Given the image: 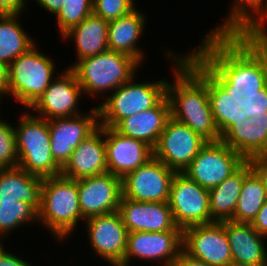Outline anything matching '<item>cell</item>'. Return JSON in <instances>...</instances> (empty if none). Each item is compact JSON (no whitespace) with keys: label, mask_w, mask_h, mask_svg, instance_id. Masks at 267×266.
Listing matches in <instances>:
<instances>
[{"label":"cell","mask_w":267,"mask_h":266,"mask_svg":"<svg viewBox=\"0 0 267 266\" xmlns=\"http://www.w3.org/2000/svg\"><path fill=\"white\" fill-rule=\"evenodd\" d=\"M168 204L176 226L182 231L194 225L213 222L210 218L209 190L183 172H176L173 177Z\"/></svg>","instance_id":"obj_9"},{"label":"cell","mask_w":267,"mask_h":266,"mask_svg":"<svg viewBox=\"0 0 267 266\" xmlns=\"http://www.w3.org/2000/svg\"><path fill=\"white\" fill-rule=\"evenodd\" d=\"M174 67V80L167 81L166 96L170 117L187 125L207 142L221 140L208 94V72L188 53L164 51Z\"/></svg>","instance_id":"obj_2"},{"label":"cell","mask_w":267,"mask_h":266,"mask_svg":"<svg viewBox=\"0 0 267 266\" xmlns=\"http://www.w3.org/2000/svg\"><path fill=\"white\" fill-rule=\"evenodd\" d=\"M38 224V211L28 202L0 201V236L8 237L18 227L30 222ZM26 223V224H25Z\"/></svg>","instance_id":"obj_32"},{"label":"cell","mask_w":267,"mask_h":266,"mask_svg":"<svg viewBox=\"0 0 267 266\" xmlns=\"http://www.w3.org/2000/svg\"><path fill=\"white\" fill-rule=\"evenodd\" d=\"M245 161L221 140L207 142L183 173L209 190L226 180Z\"/></svg>","instance_id":"obj_8"},{"label":"cell","mask_w":267,"mask_h":266,"mask_svg":"<svg viewBox=\"0 0 267 266\" xmlns=\"http://www.w3.org/2000/svg\"><path fill=\"white\" fill-rule=\"evenodd\" d=\"M206 143L187 125L170 117L153 148V157L176 172H184Z\"/></svg>","instance_id":"obj_10"},{"label":"cell","mask_w":267,"mask_h":266,"mask_svg":"<svg viewBox=\"0 0 267 266\" xmlns=\"http://www.w3.org/2000/svg\"><path fill=\"white\" fill-rule=\"evenodd\" d=\"M79 207L86 220L118 211L122 197V179L109 172L77 180Z\"/></svg>","instance_id":"obj_17"},{"label":"cell","mask_w":267,"mask_h":266,"mask_svg":"<svg viewBox=\"0 0 267 266\" xmlns=\"http://www.w3.org/2000/svg\"><path fill=\"white\" fill-rule=\"evenodd\" d=\"M43 178L16 167L0 169V201H25L37 211L41 206Z\"/></svg>","instance_id":"obj_27"},{"label":"cell","mask_w":267,"mask_h":266,"mask_svg":"<svg viewBox=\"0 0 267 266\" xmlns=\"http://www.w3.org/2000/svg\"><path fill=\"white\" fill-rule=\"evenodd\" d=\"M28 0H0V14L23 13Z\"/></svg>","instance_id":"obj_38"},{"label":"cell","mask_w":267,"mask_h":266,"mask_svg":"<svg viewBox=\"0 0 267 266\" xmlns=\"http://www.w3.org/2000/svg\"><path fill=\"white\" fill-rule=\"evenodd\" d=\"M247 118L253 117L257 124L267 125V85L243 104Z\"/></svg>","instance_id":"obj_36"},{"label":"cell","mask_w":267,"mask_h":266,"mask_svg":"<svg viewBox=\"0 0 267 266\" xmlns=\"http://www.w3.org/2000/svg\"><path fill=\"white\" fill-rule=\"evenodd\" d=\"M87 112L48 120L51 154L61 168L69 161L79 144L99 127L97 105Z\"/></svg>","instance_id":"obj_15"},{"label":"cell","mask_w":267,"mask_h":266,"mask_svg":"<svg viewBox=\"0 0 267 266\" xmlns=\"http://www.w3.org/2000/svg\"><path fill=\"white\" fill-rule=\"evenodd\" d=\"M4 239V237L0 236V256L3 254V252L5 251V248L3 247L5 243H2L1 240Z\"/></svg>","instance_id":"obj_44"},{"label":"cell","mask_w":267,"mask_h":266,"mask_svg":"<svg viewBox=\"0 0 267 266\" xmlns=\"http://www.w3.org/2000/svg\"><path fill=\"white\" fill-rule=\"evenodd\" d=\"M141 65L131 56L107 50L80 60L71 70L76 74L84 95L110 94L128 82ZM138 69V70H137Z\"/></svg>","instance_id":"obj_5"},{"label":"cell","mask_w":267,"mask_h":266,"mask_svg":"<svg viewBox=\"0 0 267 266\" xmlns=\"http://www.w3.org/2000/svg\"><path fill=\"white\" fill-rule=\"evenodd\" d=\"M267 200L261 179L252 170L244 179L238 203L231 221L251 223Z\"/></svg>","instance_id":"obj_31"},{"label":"cell","mask_w":267,"mask_h":266,"mask_svg":"<svg viewBox=\"0 0 267 266\" xmlns=\"http://www.w3.org/2000/svg\"><path fill=\"white\" fill-rule=\"evenodd\" d=\"M108 172L104 126H100L73 151L62 168L63 177L78 180Z\"/></svg>","instance_id":"obj_20"},{"label":"cell","mask_w":267,"mask_h":266,"mask_svg":"<svg viewBox=\"0 0 267 266\" xmlns=\"http://www.w3.org/2000/svg\"><path fill=\"white\" fill-rule=\"evenodd\" d=\"M225 231L234 265L267 266L266 237L250 223L225 221Z\"/></svg>","instance_id":"obj_21"},{"label":"cell","mask_w":267,"mask_h":266,"mask_svg":"<svg viewBox=\"0 0 267 266\" xmlns=\"http://www.w3.org/2000/svg\"><path fill=\"white\" fill-rule=\"evenodd\" d=\"M82 96L84 93L76 74L67 68L60 72L29 110L46 120L76 116L84 113L78 108Z\"/></svg>","instance_id":"obj_16"},{"label":"cell","mask_w":267,"mask_h":266,"mask_svg":"<svg viewBox=\"0 0 267 266\" xmlns=\"http://www.w3.org/2000/svg\"><path fill=\"white\" fill-rule=\"evenodd\" d=\"M266 0H233L229 14L210 34H267Z\"/></svg>","instance_id":"obj_22"},{"label":"cell","mask_w":267,"mask_h":266,"mask_svg":"<svg viewBox=\"0 0 267 266\" xmlns=\"http://www.w3.org/2000/svg\"><path fill=\"white\" fill-rule=\"evenodd\" d=\"M21 15L23 13L0 14V61L7 66L37 44L19 23Z\"/></svg>","instance_id":"obj_29"},{"label":"cell","mask_w":267,"mask_h":266,"mask_svg":"<svg viewBox=\"0 0 267 266\" xmlns=\"http://www.w3.org/2000/svg\"><path fill=\"white\" fill-rule=\"evenodd\" d=\"M108 32L109 22L91 14L62 35V39H70L69 42L74 40L73 45L75 43L77 60L67 68L72 69L80 60L109 50Z\"/></svg>","instance_id":"obj_25"},{"label":"cell","mask_w":267,"mask_h":266,"mask_svg":"<svg viewBox=\"0 0 267 266\" xmlns=\"http://www.w3.org/2000/svg\"><path fill=\"white\" fill-rule=\"evenodd\" d=\"M41 8L49 13L56 15L64 4L65 0H35Z\"/></svg>","instance_id":"obj_42"},{"label":"cell","mask_w":267,"mask_h":266,"mask_svg":"<svg viewBox=\"0 0 267 266\" xmlns=\"http://www.w3.org/2000/svg\"><path fill=\"white\" fill-rule=\"evenodd\" d=\"M221 141L248 160L267 152V125L257 124L253 117L235 122L221 135Z\"/></svg>","instance_id":"obj_28"},{"label":"cell","mask_w":267,"mask_h":266,"mask_svg":"<svg viewBox=\"0 0 267 266\" xmlns=\"http://www.w3.org/2000/svg\"><path fill=\"white\" fill-rule=\"evenodd\" d=\"M191 257L209 266H230L232 253L225 222L194 225L183 230V248Z\"/></svg>","instance_id":"obj_13"},{"label":"cell","mask_w":267,"mask_h":266,"mask_svg":"<svg viewBox=\"0 0 267 266\" xmlns=\"http://www.w3.org/2000/svg\"><path fill=\"white\" fill-rule=\"evenodd\" d=\"M0 115V169L18 167L15 129Z\"/></svg>","instance_id":"obj_34"},{"label":"cell","mask_w":267,"mask_h":266,"mask_svg":"<svg viewBox=\"0 0 267 266\" xmlns=\"http://www.w3.org/2000/svg\"><path fill=\"white\" fill-rule=\"evenodd\" d=\"M29 112L24 110L14 127L18 167L41 178L59 176L62 168L51 154L48 120Z\"/></svg>","instance_id":"obj_4"},{"label":"cell","mask_w":267,"mask_h":266,"mask_svg":"<svg viewBox=\"0 0 267 266\" xmlns=\"http://www.w3.org/2000/svg\"><path fill=\"white\" fill-rule=\"evenodd\" d=\"M183 248V231L130 232L123 266H131L133 258L144 262L159 261L161 266H174Z\"/></svg>","instance_id":"obj_12"},{"label":"cell","mask_w":267,"mask_h":266,"mask_svg":"<svg viewBox=\"0 0 267 266\" xmlns=\"http://www.w3.org/2000/svg\"><path fill=\"white\" fill-rule=\"evenodd\" d=\"M134 75L97 105L99 125L115 128L124 118L155 107L165 96L168 79L136 82Z\"/></svg>","instance_id":"obj_7"},{"label":"cell","mask_w":267,"mask_h":266,"mask_svg":"<svg viewBox=\"0 0 267 266\" xmlns=\"http://www.w3.org/2000/svg\"><path fill=\"white\" fill-rule=\"evenodd\" d=\"M35 44L8 66V97L29 109L45 92L56 74L53 59L41 53Z\"/></svg>","instance_id":"obj_6"},{"label":"cell","mask_w":267,"mask_h":266,"mask_svg":"<svg viewBox=\"0 0 267 266\" xmlns=\"http://www.w3.org/2000/svg\"><path fill=\"white\" fill-rule=\"evenodd\" d=\"M84 222L93 252L109 266H123L128 231L118 211L92 216Z\"/></svg>","instance_id":"obj_14"},{"label":"cell","mask_w":267,"mask_h":266,"mask_svg":"<svg viewBox=\"0 0 267 266\" xmlns=\"http://www.w3.org/2000/svg\"><path fill=\"white\" fill-rule=\"evenodd\" d=\"M169 118L170 104L165 96L155 107L124 118L114 129L154 148Z\"/></svg>","instance_id":"obj_23"},{"label":"cell","mask_w":267,"mask_h":266,"mask_svg":"<svg viewBox=\"0 0 267 266\" xmlns=\"http://www.w3.org/2000/svg\"><path fill=\"white\" fill-rule=\"evenodd\" d=\"M251 171L252 167L246 160L226 180L209 189L210 218L213 222H225L233 218L243 181Z\"/></svg>","instance_id":"obj_26"},{"label":"cell","mask_w":267,"mask_h":266,"mask_svg":"<svg viewBox=\"0 0 267 266\" xmlns=\"http://www.w3.org/2000/svg\"><path fill=\"white\" fill-rule=\"evenodd\" d=\"M0 266H32V264L9 251H4L0 256Z\"/></svg>","instance_id":"obj_40"},{"label":"cell","mask_w":267,"mask_h":266,"mask_svg":"<svg viewBox=\"0 0 267 266\" xmlns=\"http://www.w3.org/2000/svg\"><path fill=\"white\" fill-rule=\"evenodd\" d=\"M146 15L139 9L109 22L108 48L134 58L142 67L145 55L137 42L144 33Z\"/></svg>","instance_id":"obj_24"},{"label":"cell","mask_w":267,"mask_h":266,"mask_svg":"<svg viewBox=\"0 0 267 266\" xmlns=\"http://www.w3.org/2000/svg\"><path fill=\"white\" fill-rule=\"evenodd\" d=\"M208 94L215 124L222 135L235 122L247 119L244 110L232 96L208 73Z\"/></svg>","instance_id":"obj_30"},{"label":"cell","mask_w":267,"mask_h":266,"mask_svg":"<svg viewBox=\"0 0 267 266\" xmlns=\"http://www.w3.org/2000/svg\"><path fill=\"white\" fill-rule=\"evenodd\" d=\"M175 174L153 157L122 178V196L136 202H168Z\"/></svg>","instance_id":"obj_11"},{"label":"cell","mask_w":267,"mask_h":266,"mask_svg":"<svg viewBox=\"0 0 267 266\" xmlns=\"http://www.w3.org/2000/svg\"><path fill=\"white\" fill-rule=\"evenodd\" d=\"M106 162L109 173L124 178L153 158V148L145 142L104 127Z\"/></svg>","instance_id":"obj_18"},{"label":"cell","mask_w":267,"mask_h":266,"mask_svg":"<svg viewBox=\"0 0 267 266\" xmlns=\"http://www.w3.org/2000/svg\"><path fill=\"white\" fill-rule=\"evenodd\" d=\"M135 0H93V14L110 22L132 12Z\"/></svg>","instance_id":"obj_35"},{"label":"cell","mask_w":267,"mask_h":266,"mask_svg":"<svg viewBox=\"0 0 267 266\" xmlns=\"http://www.w3.org/2000/svg\"><path fill=\"white\" fill-rule=\"evenodd\" d=\"M248 162L252 170L261 179L267 191V152L251 157L248 159Z\"/></svg>","instance_id":"obj_37"},{"label":"cell","mask_w":267,"mask_h":266,"mask_svg":"<svg viewBox=\"0 0 267 266\" xmlns=\"http://www.w3.org/2000/svg\"><path fill=\"white\" fill-rule=\"evenodd\" d=\"M93 14V0H65L55 15L60 37Z\"/></svg>","instance_id":"obj_33"},{"label":"cell","mask_w":267,"mask_h":266,"mask_svg":"<svg viewBox=\"0 0 267 266\" xmlns=\"http://www.w3.org/2000/svg\"><path fill=\"white\" fill-rule=\"evenodd\" d=\"M174 266H209L204 261L191 257L183 249L180 251Z\"/></svg>","instance_id":"obj_41"},{"label":"cell","mask_w":267,"mask_h":266,"mask_svg":"<svg viewBox=\"0 0 267 266\" xmlns=\"http://www.w3.org/2000/svg\"><path fill=\"white\" fill-rule=\"evenodd\" d=\"M8 97V66L0 61V98Z\"/></svg>","instance_id":"obj_43"},{"label":"cell","mask_w":267,"mask_h":266,"mask_svg":"<svg viewBox=\"0 0 267 266\" xmlns=\"http://www.w3.org/2000/svg\"><path fill=\"white\" fill-rule=\"evenodd\" d=\"M118 213L128 233L181 230L174 222L168 202H136L122 196Z\"/></svg>","instance_id":"obj_19"},{"label":"cell","mask_w":267,"mask_h":266,"mask_svg":"<svg viewBox=\"0 0 267 266\" xmlns=\"http://www.w3.org/2000/svg\"><path fill=\"white\" fill-rule=\"evenodd\" d=\"M81 219L85 221L79 207L77 180L62 175L43 178L39 224L63 241L76 230Z\"/></svg>","instance_id":"obj_3"},{"label":"cell","mask_w":267,"mask_h":266,"mask_svg":"<svg viewBox=\"0 0 267 266\" xmlns=\"http://www.w3.org/2000/svg\"><path fill=\"white\" fill-rule=\"evenodd\" d=\"M250 224L260 235L267 238V200Z\"/></svg>","instance_id":"obj_39"},{"label":"cell","mask_w":267,"mask_h":266,"mask_svg":"<svg viewBox=\"0 0 267 266\" xmlns=\"http://www.w3.org/2000/svg\"><path fill=\"white\" fill-rule=\"evenodd\" d=\"M202 38L189 54L243 110L267 85V34L206 33Z\"/></svg>","instance_id":"obj_1"}]
</instances>
